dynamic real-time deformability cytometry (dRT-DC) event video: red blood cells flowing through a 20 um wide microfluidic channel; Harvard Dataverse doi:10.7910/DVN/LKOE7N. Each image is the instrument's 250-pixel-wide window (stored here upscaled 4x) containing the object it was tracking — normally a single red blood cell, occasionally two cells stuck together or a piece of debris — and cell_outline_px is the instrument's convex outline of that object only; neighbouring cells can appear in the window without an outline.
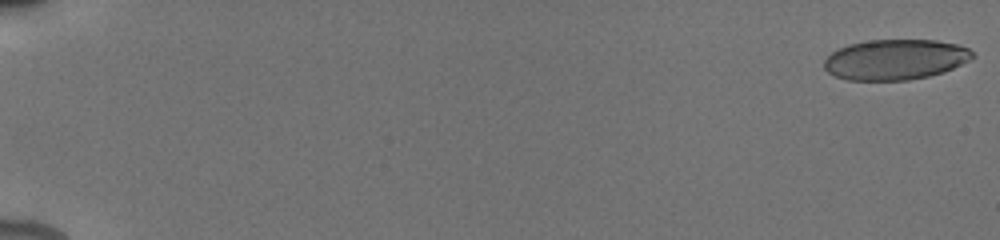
{"species": "human", "species_latin": "Homo sapiens", "temperature_condition": "cold", "stored_images_in_passage": 51, "camera_frame_rate_fps": 3000, "um_per_image_px": 0.085, "donor": {"sex": "male"}, "frame": {"image": 1, "passage_image": 1, "time_ms": 0.0, "image_size_px": [1000, 240], "cell_outline_px": [[976, 56], [952, 68], [928, 76], [908, 80], [848, 80], [836, 76], [828, 72], [824, 68], [824, 60], [832, 52], [848, 44], [872, 40], [936, 40], [956, 44], [968, 48]], "centroid_in_image_um": [76.08, 5.06], "position_along_channel_um": 8.9, "area_um2": 34.62}}
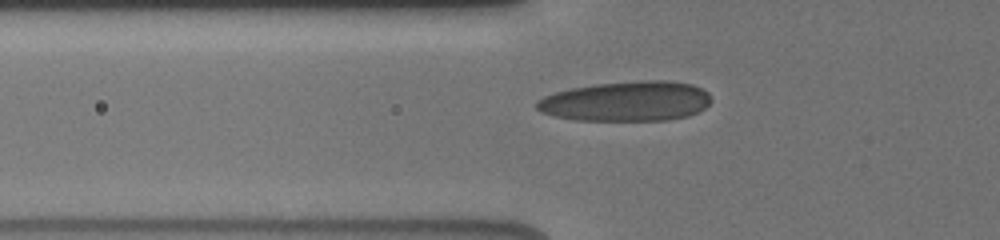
{"frame": {"image": 2, "passage_image": 20, "time_ms": 6.667, "image_size_px": [1000, 240], "cell_outline_px": [[712, 100], [704, 108], [688, 116], [668, 120], [576, 120], [556, 116], [540, 112], [536, 108], [536, 100], [544, 96], [556, 92], [572, 88], [596, 84], [636, 80], [668, 80], [692, 84], [708, 92], [712, 96]], "centroid_in_image_um": [53.26, 8.6], "position_along_channel_um": 72.5, "area_um2": 40.75}}
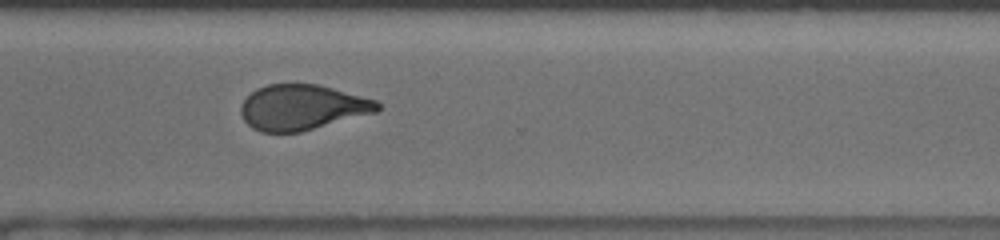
{"frame": {"image": 3, "passage_image": 40, "time_ms": 13.667, "image_size_px": [1000, 240], "cell_outline_px": [[380, 108], [376, 112], [300, 132], [260, 132], [252, 128], [244, 120], [240, 112], [240, 108], [244, 100], [256, 88], [268, 84], [320, 84], [376, 100], [380, 104]], "centroid_in_image_um": [25.67, 9.12], "position_along_channel_um": 344.9, "area_um2": 36.01}, "authors_computed_cell_mechanics": {"area_um2": 36.992, "velocity_mm_per_s": 3.9204, "shape_relaxation_time_tau1_ms": 9.1013, "shape_relaxation_time_tau2_ms": 1.3701, "deformation_change_tau1": 0.2159, "deformation_change_tau2": 0.0755}}